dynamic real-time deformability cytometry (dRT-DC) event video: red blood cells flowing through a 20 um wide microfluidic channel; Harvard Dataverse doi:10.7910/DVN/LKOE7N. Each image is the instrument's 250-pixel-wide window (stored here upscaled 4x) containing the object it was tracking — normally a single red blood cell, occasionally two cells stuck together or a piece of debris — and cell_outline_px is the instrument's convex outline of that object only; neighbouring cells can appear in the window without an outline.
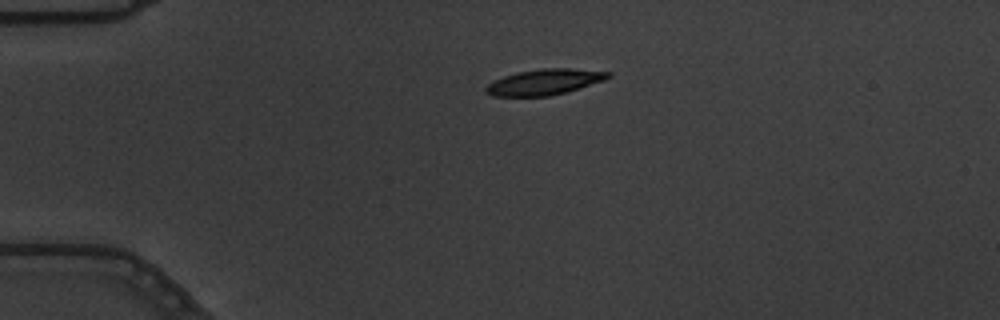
{"species": "common noctule bat (a hibernating species)", "species_latin": "Nyctalus noctula", "temperature_condition": "warm", "stored_images_in_passage": 2, "camera_frame_rate_fps": 3000, "um_per_image_px": 0.085, "animal": {"sex": "male", "body_mass_g": 19.5, "forearm_length_mm": 54.6}, "frame": {"image": 1, "passage_image": 1, "time_ms": 0.0, "image_size_px": [1000, 320], "cell_outline_px": [[612, 76], [604, 80], [568, 92], [548, 96], [492, 96], [484, 92], [484, 88], [488, 84], [504, 76], [516, 72], [544, 68], [572, 68], [612, 72]], "centroid_in_image_um": [46.29, 6.97], "position_along_channel_um": 38.7, "area_um2": 18.44}}